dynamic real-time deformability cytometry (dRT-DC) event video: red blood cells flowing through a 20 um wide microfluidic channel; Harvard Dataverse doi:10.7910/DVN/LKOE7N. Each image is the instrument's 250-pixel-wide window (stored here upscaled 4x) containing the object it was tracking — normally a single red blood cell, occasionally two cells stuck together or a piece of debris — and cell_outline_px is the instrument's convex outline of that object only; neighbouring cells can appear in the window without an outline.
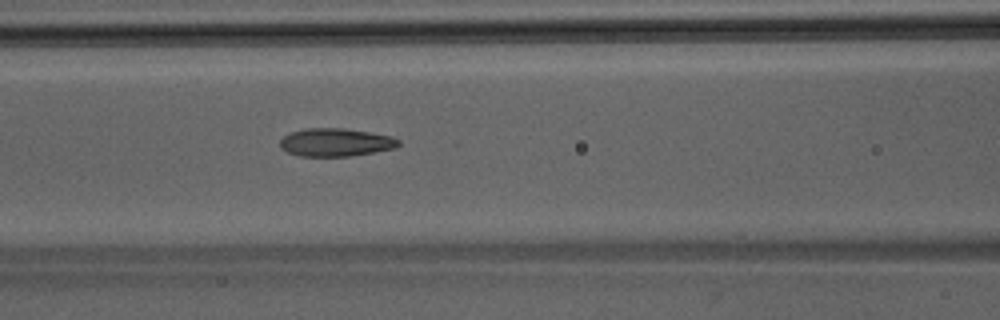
{"species": "Egyptian fruit bat (a non-hibernating species)", "species_latin": "Rousettus aegyptiacus", "temperature_condition": "room temperature", "stored_images_in_passage": 13, "camera_frame_rate_fps": 3000, "um_per_image_px": 0.085, "animal": {"sex": "male"}, "frame": {"image": 1, "passage_image": 7, "time_ms": 2.0, "image_size_px": [1000, 320], "cell_outline_px": [[400, 144], [396, 148], [352, 156], [300, 156], [288, 152], [280, 148], [280, 140], [284, 136], [292, 132], [308, 128], [344, 128], [392, 136], [400, 140]], "centroid_in_image_um": [28.55, 12.1], "position_along_channel_um": 138.0, "area_um2": 19.36}}